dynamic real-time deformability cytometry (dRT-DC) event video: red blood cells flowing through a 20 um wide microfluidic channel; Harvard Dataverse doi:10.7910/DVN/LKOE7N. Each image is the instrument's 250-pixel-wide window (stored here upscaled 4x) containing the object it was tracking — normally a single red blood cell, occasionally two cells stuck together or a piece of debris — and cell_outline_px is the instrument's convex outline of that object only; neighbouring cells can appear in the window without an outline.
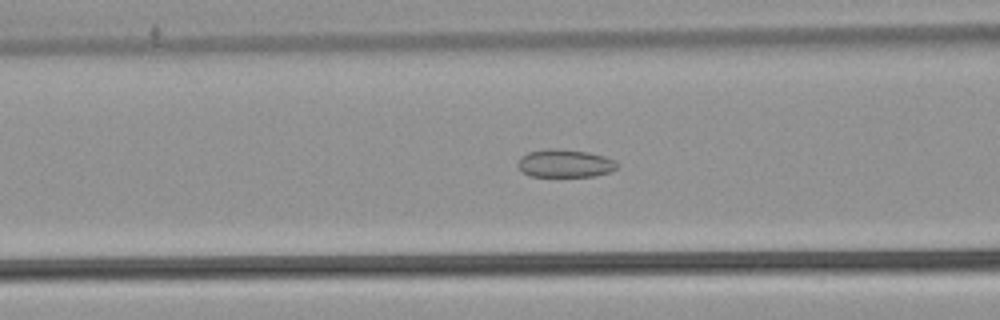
{"species": "common noctule bat (a hibernating species)", "species_latin": "Nyctalus noctula", "temperature_condition": "warm", "stored_images_in_passage": 26, "segment_of_instrument_passage": [1, 2], "camera_frame_rate_fps": 3000, "um_per_image_px": 0.085, "animal": {"sex": "male", "body_mass_g": 21.5, "forearm_length_mm": 52.0}, "frame": {"image": 1, "passage_image": 4, "time_ms": 1.0, "image_size_px": [1000, 320], "cell_outline_px": [[616, 168], [608, 172], [596, 176], [532, 176], [520, 172], [516, 164], [520, 156], [528, 152], [544, 148], [588, 152], [604, 156], [616, 160]], "centroid_in_image_um": [47.95, 13.89], "position_along_channel_um": 118.6, "area_um2": 16.18}}
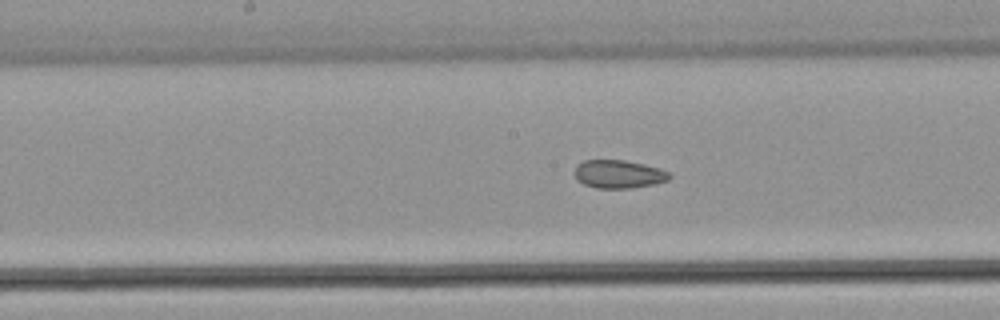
{"frame": {"image": 2, "passage_image": 10, "time_ms": 3.0, "image_size_px": [1000, 320], "cell_outline_px": [[672, 176], [668, 180], [656, 184], [632, 188], [596, 188], [584, 184], [576, 180], [576, 164], [584, 160], [624, 160], [644, 164], [660, 168], [668, 172]], "centroid_in_image_um": [52.6, 14.8], "position_along_channel_um": 195.6, "area_um2": 15.66}}
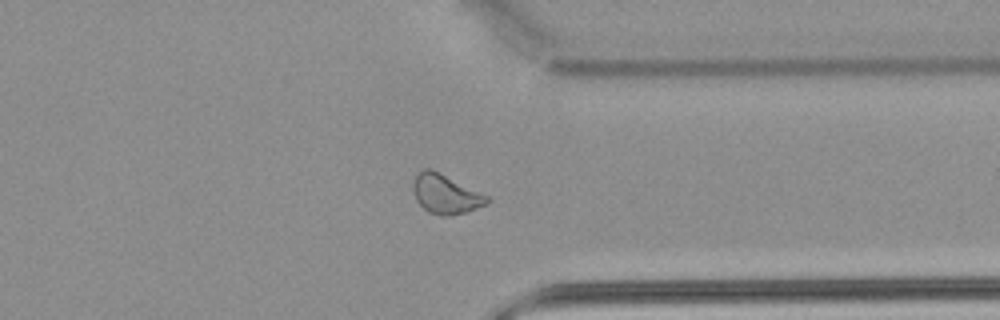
{"frame": {"image": 3, "passage_image": 24, "time_ms": 7.667, "image_size_px": [1000, 320], "cell_outline_px": [[488, 204], [464, 212], [448, 216], [440, 216], [428, 212], [416, 200], [412, 188], [412, 184], [416, 176], [424, 168], [432, 168], [488, 196]], "centroid_in_image_um": [37.85, 16.49], "position_along_channel_um": 373.5, "area_um2": 16.82}}